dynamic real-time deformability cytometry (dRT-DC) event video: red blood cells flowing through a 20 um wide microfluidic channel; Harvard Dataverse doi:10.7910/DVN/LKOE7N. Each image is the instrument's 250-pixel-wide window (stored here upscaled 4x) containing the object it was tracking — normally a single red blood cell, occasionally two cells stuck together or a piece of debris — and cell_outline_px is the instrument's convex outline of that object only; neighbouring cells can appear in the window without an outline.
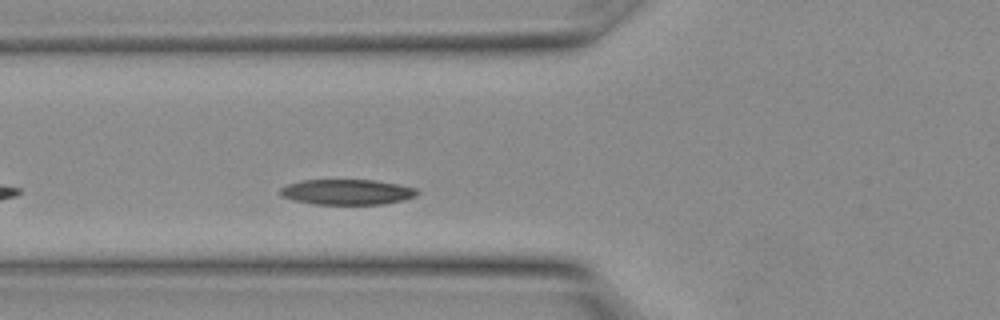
{"species": "Egyptian fruit bat (a non-hibernating species)", "species_latin": "Rousettus aegyptiacus", "temperature_condition": "warm", "stored_images_in_passage": 17, "camera_frame_rate_fps": 3000, "um_per_image_px": 0.085, "animal": {"sex": "female"}, "frame": {"image": 1, "passage_image": 6, "time_ms": 1.667, "image_size_px": [1000, 320], "cell_outline_px": [[420, 192], [416, 196], [404, 200], [384, 204], [312, 204], [280, 196], [276, 192], [280, 188], [288, 184], [300, 180], [376, 180], [416, 188]], "centroid_in_image_um": [29.48, 16.32], "position_along_channel_um": 96.3, "area_um2": 20.4}}
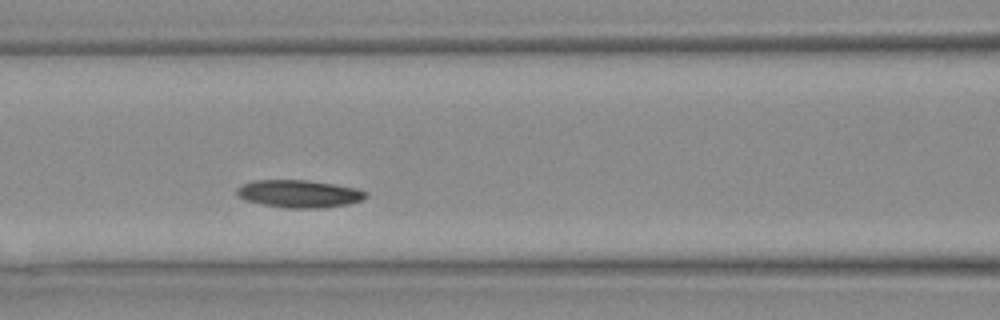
{"frame": {"image": 2, "passage_image": 8, "time_ms": 2.333, "image_size_px": [1000, 320], "cell_outline_px": [[368, 196], [360, 200], [348, 204], [324, 208], [284, 208], [260, 204], [244, 200], [236, 196], [236, 188], [240, 184], [252, 180], [308, 180], [356, 188], [368, 192]], "centroid_in_image_um": [25.36, 16.47], "position_along_channel_um": 141.2, "area_um2": 21.04}}
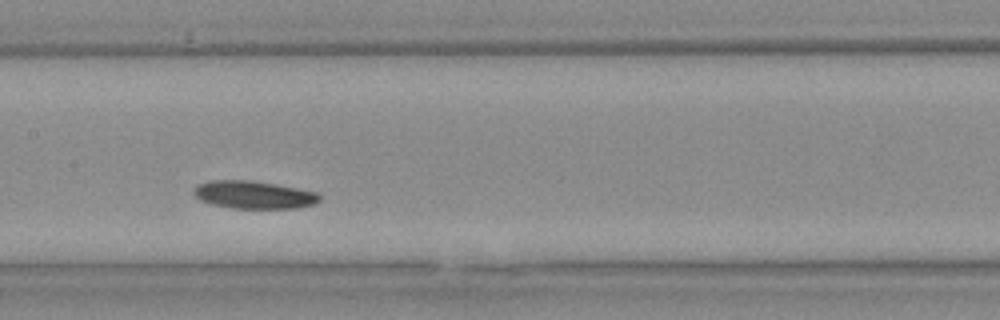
{"frame": {"image": 3, "passage_image": 10, "time_ms": 3.0, "image_size_px": [1000, 320], "cell_outline_px": [[320, 200], [312, 204], [296, 208], [228, 208], [212, 204], [200, 200], [192, 192], [200, 184], [208, 180], [248, 180], [320, 192]], "centroid_in_image_um": [21.57, 16.56], "position_along_channel_um": 185.8, "area_um2": 20.17}}